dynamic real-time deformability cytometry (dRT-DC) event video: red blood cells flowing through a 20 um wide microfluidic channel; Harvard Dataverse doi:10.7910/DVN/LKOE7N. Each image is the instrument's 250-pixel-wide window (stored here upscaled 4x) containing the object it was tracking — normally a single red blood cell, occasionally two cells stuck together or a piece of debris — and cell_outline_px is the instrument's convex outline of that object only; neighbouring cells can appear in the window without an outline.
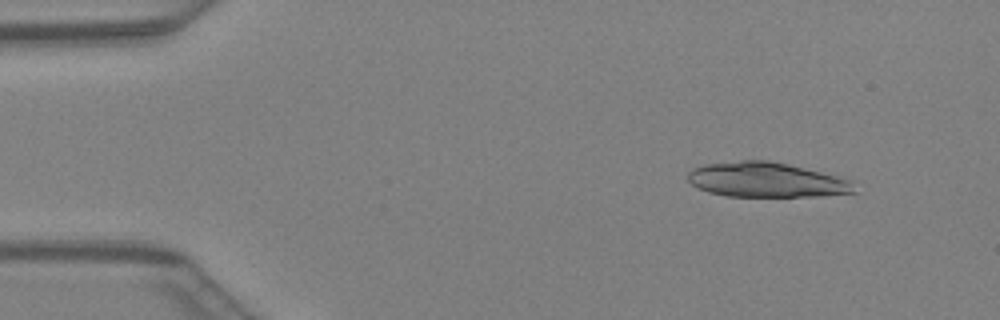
{"species": "Egyptian fruit bat (a non-hibernating species)", "species_latin": "Rousettus aegyptiacus", "temperature_condition": "warm", "stored_images_in_passage": 14, "camera_frame_rate_fps": 3000, "um_per_image_px": 0.085, "animal": {"sex": "female"}, "frame": {"image": 1, "passage_image": 5, "time_ms": 1.333, "image_size_px": [1000, 320], "cell_outline_px": [[856, 192], [820, 196], [728, 196], [708, 192], [692, 184], [688, 180], [688, 172], [692, 168], [704, 164], [740, 160], [768, 160], [788, 164], [852, 180]], "centroid_in_image_um": [65.12, 15.28], "position_along_channel_um": 19.9, "area_um2": 33.64}}